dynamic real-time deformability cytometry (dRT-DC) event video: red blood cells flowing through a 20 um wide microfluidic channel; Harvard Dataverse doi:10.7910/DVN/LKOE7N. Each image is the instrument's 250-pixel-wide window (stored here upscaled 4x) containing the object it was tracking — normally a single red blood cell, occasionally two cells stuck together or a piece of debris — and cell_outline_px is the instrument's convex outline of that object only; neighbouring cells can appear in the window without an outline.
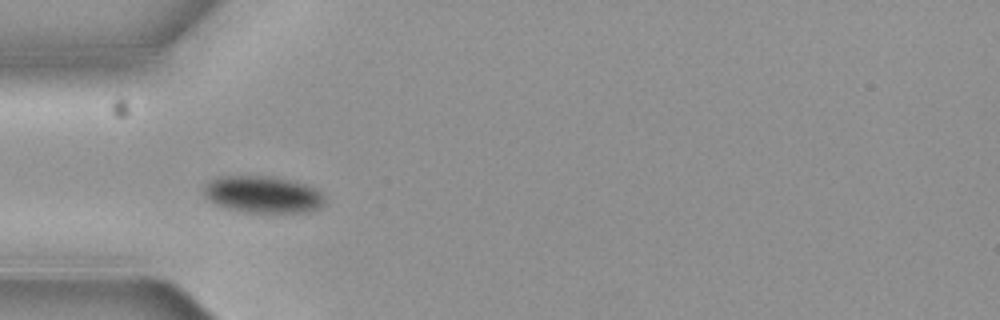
{"species": "common noctule bat (a hibernating species)", "species_latin": "Nyctalus noctula", "temperature_condition": "cold", "stored_images_in_passage": 4, "camera_frame_rate_fps": 3000, "um_per_image_px": 0.085, "animal": {"sex": "female", "body_mass_g": 19.3, "forearm_length_mm": 54.1}, "frame": {"image": 1, "passage_image": 3, "time_ms": 0.667, "image_size_px": [1000, 320], "cell_outline_px": [[324, 204], [320, 208], [308, 212], [244, 212], [228, 208], [216, 204], [204, 196], [204, 188], [212, 180], [228, 176], [268, 176], [288, 180], [304, 184], [316, 188], [324, 196]], "centroid_in_image_um": [22.39, 16.54], "position_along_channel_um": 62.6, "area_um2": 25.61}}
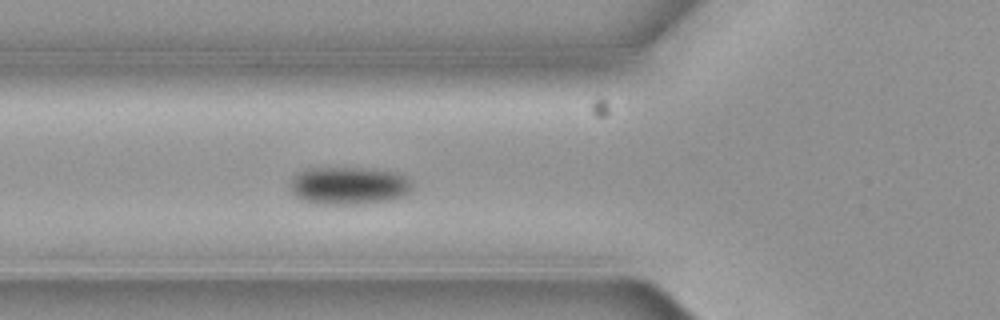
{"frame": {"image": 2, "passage_image": 4, "time_ms": 1.0, "image_size_px": [1000, 320], "cell_outline_px": [[412, 188], [404, 196], [392, 200], [360, 204], [316, 204], [300, 200], [292, 192], [288, 184], [292, 176], [296, 172], [308, 168], [364, 168], [396, 172], [412, 180]], "centroid_in_image_um": [29.61, 15.78], "position_along_channel_um": 96.2, "area_um2": 27.34}}